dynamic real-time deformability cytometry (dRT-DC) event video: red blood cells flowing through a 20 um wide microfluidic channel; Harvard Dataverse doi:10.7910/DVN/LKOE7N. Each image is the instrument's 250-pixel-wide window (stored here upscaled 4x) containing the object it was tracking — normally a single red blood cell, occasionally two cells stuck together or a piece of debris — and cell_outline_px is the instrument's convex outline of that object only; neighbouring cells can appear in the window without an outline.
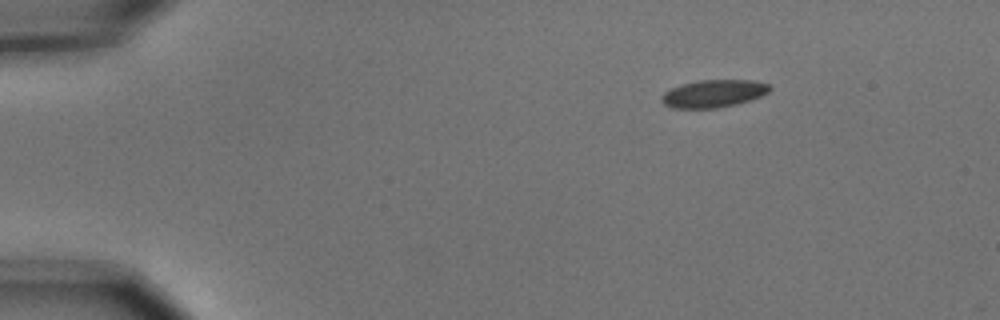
{"species": "common noctule bat (a hibernating species)", "species_latin": "Nyctalus noctula", "temperature_condition": "cold", "stored_images_in_passage": 4, "camera_frame_rate_fps": 3000, "um_per_image_px": 0.085, "animal": {"sex": "male", "body_mass_g": 15.6}, "frame": {"image": 1, "passage_image": 1, "time_ms": 0.0, "image_size_px": [1000, 320], "cell_outline_px": [[772, 88], [768, 92], [760, 96], [736, 104], [716, 108], [672, 108], [664, 104], [660, 100], [660, 96], [664, 92], [680, 84], [700, 80], [752, 80], [768, 84]], "centroid_in_image_um": [60.61, 7.95], "position_along_channel_um": 24.4, "area_um2": 17.34}}
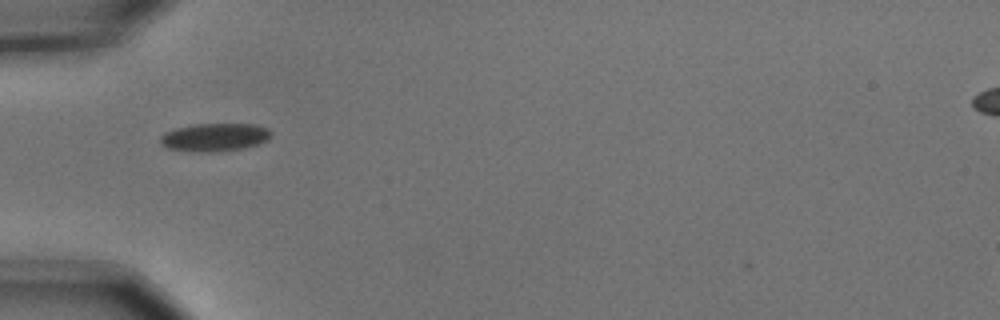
{"frame": {"image": 2, "passage_image": 4, "time_ms": 1.0, "image_size_px": [1000, 320], "cell_outline_px": [[272, 132], [268, 140], [260, 144], [244, 148], [212, 152], [196, 152], [168, 148], [160, 144], [160, 136], [164, 132], [176, 128], [192, 124], [256, 124], [268, 128]], "centroid_in_image_um": [18.26, 11.66], "position_along_channel_um": 66.7, "area_um2": 18.32}}